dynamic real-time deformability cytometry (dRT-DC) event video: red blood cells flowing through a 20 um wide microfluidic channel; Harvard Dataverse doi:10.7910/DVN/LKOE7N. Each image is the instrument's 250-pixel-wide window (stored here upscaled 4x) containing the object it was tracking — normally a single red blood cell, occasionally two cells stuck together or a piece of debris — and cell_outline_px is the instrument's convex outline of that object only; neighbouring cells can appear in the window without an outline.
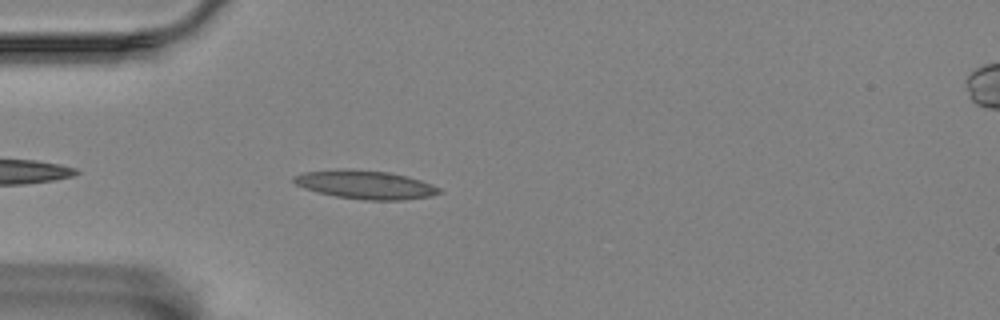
{"species": "Egyptian fruit bat (a non-hibernating species)", "species_latin": "Rousettus aegyptiacus", "temperature_condition": "room temperature", "stored_images_in_passage": 29, "camera_frame_rate_fps": 3000, "um_per_image_px": 0.085, "animal": {"sex": "female"}, "frame": {"image": 1, "passage_image": 4, "time_ms": 1.0, "image_size_px": [1000, 320], "cell_outline_px": [[444, 192], [428, 196], [400, 200], [364, 200], [336, 196], [316, 192], [304, 188], [296, 184], [292, 180], [292, 176], [304, 172], [336, 168], [352, 168], [392, 172], [420, 180], [432, 184], [440, 188]], "centroid_in_image_um": [31.02, 15.67], "position_along_channel_um": 54.0, "area_um2": 24.51}}
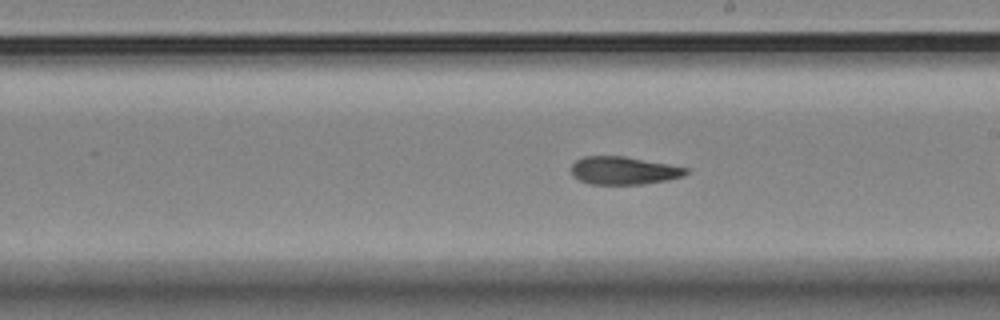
{"frame": {"image": 2, "passage_image": 17, "time_ms": 5.333, "image_size_px": [1000, 320], "cell_outline_px": [[688, 172], [684, 176], [668, 180], [644, 184], [588, 184], [572, 176], [572, 164], [576, 160], [584, 156], [624, 156], [668, 164], [688, 168]], "centroid_in_image_um": [53.01, 14.5], "position_along_channel_um": 236.0, "area_um2": 18.67}}
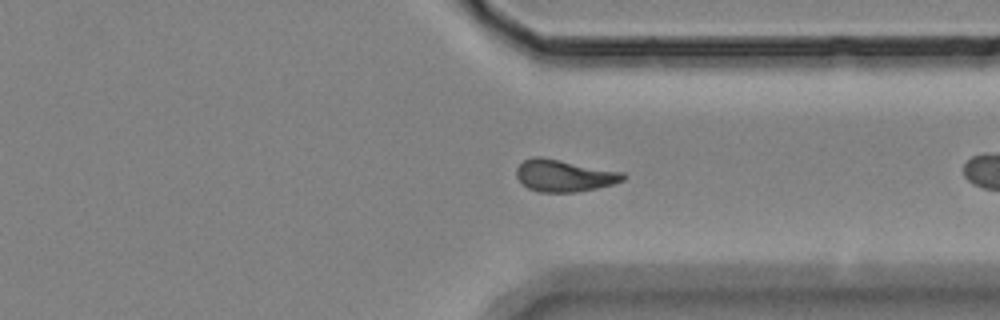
{"frame": {"image": 3, "passage_image": 28, "time_ms": 9.0, "image_size_px": [1000, 320], "cell_outline_px": [[628, 176], [624, 180], [612, 184], [596, 188], [576, 192], [540, 192], [528, 188], [516, 176], [516, 168], [524, 160], [532, 156], [540, 156], [624, 172]], "centroid_in_image_um": [47.96, 14.92], "position_along_channel_um": 363.4, "area_um2": 19.88}}